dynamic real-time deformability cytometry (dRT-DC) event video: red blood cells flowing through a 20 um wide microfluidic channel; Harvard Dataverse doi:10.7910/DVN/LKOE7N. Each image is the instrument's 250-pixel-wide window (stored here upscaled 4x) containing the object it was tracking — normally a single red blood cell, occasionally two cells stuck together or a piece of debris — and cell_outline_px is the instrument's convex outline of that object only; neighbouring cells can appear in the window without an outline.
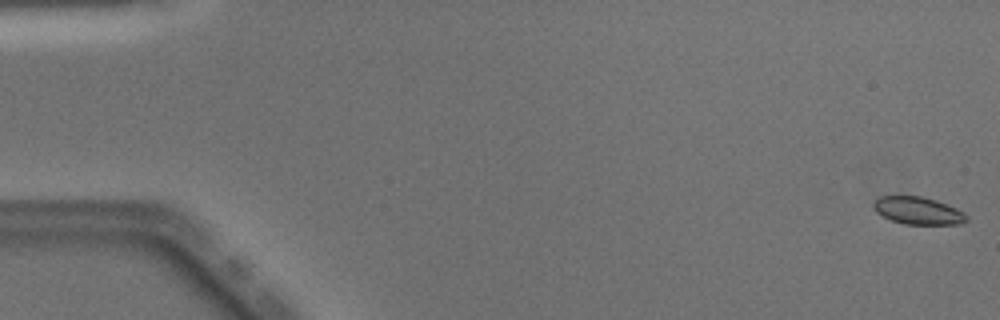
{"species": "Egyptian fruit bat (a non-hibernating species)", "species_latin": "Rousettus aegyptiacus", "temperature_condition": "warm", "stored_images_in_passage": 11, "camera_frame_rate_fps": 3000, "um_per_image_px": 0.085, "animal": {"sex": "male"}, "frame": {"image": 1, "passage_image": 1, "time_ms": 0.0, "image_size_px": [1000, 320], "cell_outline_px": [[968, 220], [960, 224], [904, 224], [892, 220], [876, 212], [872, 204], [880, 196], [920, 196], [936, 200], [956, 208], [964, 212], [968, 216]], "centroid_in_image_um": [78.05, 17.91], "position_along_channel_um": 6.9, "area_um2": 14.8}}